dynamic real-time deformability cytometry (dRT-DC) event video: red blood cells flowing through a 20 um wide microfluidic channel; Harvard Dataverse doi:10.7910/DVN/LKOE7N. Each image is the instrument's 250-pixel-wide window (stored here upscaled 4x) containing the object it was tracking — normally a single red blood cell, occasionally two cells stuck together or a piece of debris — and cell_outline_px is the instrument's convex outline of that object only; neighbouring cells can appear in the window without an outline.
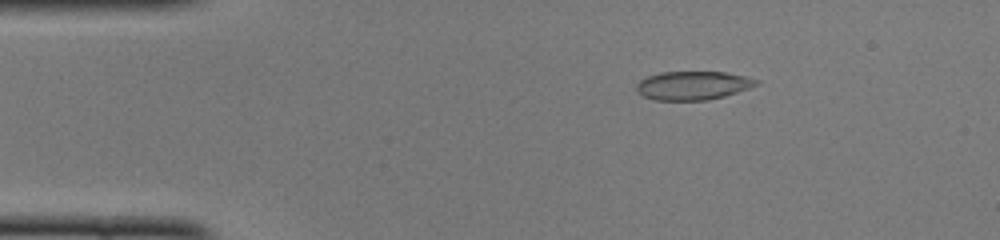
{"species": "common noctule bat (a hibernating species)", "species_latin": "Nyctalus noctula", "temperature_condition": "cold", "stored_images_in_passage": 49, "camera_frame_rate_fps": 3000, "um_per_image_px": 0.085, "animal": {"sex": "female", "body_mass_g": 22.0, "forearm_length_mm": 56.7}, "frame": {"image": 1, "passage_image": 7, "time_ms": 2.0, "image_size_px": [1000, 240], "cell_outline_px": [[760, 84], [724, 96], [708, 100], [656, 100], [644, 96], [636, 92], [636, 84], [640, 80], [648, 76], [660, 72], [724, 72], [744, 76], [760, 80]], "centroid_in_image_um": [58.88, 7.26], "position_along_channel_um": 26.1, "area_um2": 19.94}}
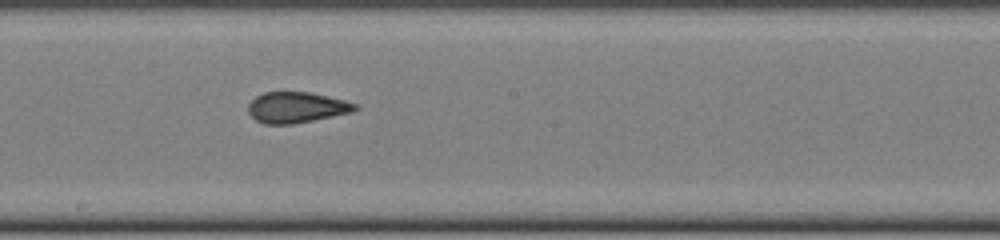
{"frame": {"image": 2, "passage_image": 26, "time_ms": 8.333, "image_size_px": [1000, 240], "cell_outline_px": [[360, 108], [352, 112], [292, 124], [264, 124], [256, 120], [248, 112], [248, 104], [256, 96], [264, 92], [308, 92], [344, 100], [356, 104]], "centroid_in_image_um": [25.18, 9.13], "position_along_channel_um": 223.0, "area_um2": 19.02}}
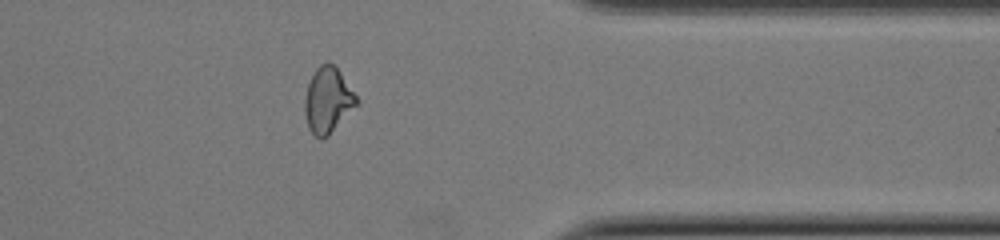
{"frame": {"image": 3, "passage_image": 39, "time_ms": 12.667, "image_size_px": [1000, 240], "cell_outline_px": [[360, 104], [328, 136], [320, 140], [308, 128], [304, 112], [304, 96], [308, 84], [316, 68], [320, 64], [328, 60], [340, 72], [360, 100]], "centroid_in_image_um": [27.88, 8.53], "position_along_channel_um": 383.5, "area_um2": 20.17}, "authors_computed_cell_mechanics": {"area_um2": 19.8254, "velocity_mm_per_s": 4.0102, "shape_relaxation_time_tau1_ms": null, "shape_relaxation_time_tau2_ms": 1.3279, "deformation_change_tau1": null, "deformation_change_tau2": 0.0713}}